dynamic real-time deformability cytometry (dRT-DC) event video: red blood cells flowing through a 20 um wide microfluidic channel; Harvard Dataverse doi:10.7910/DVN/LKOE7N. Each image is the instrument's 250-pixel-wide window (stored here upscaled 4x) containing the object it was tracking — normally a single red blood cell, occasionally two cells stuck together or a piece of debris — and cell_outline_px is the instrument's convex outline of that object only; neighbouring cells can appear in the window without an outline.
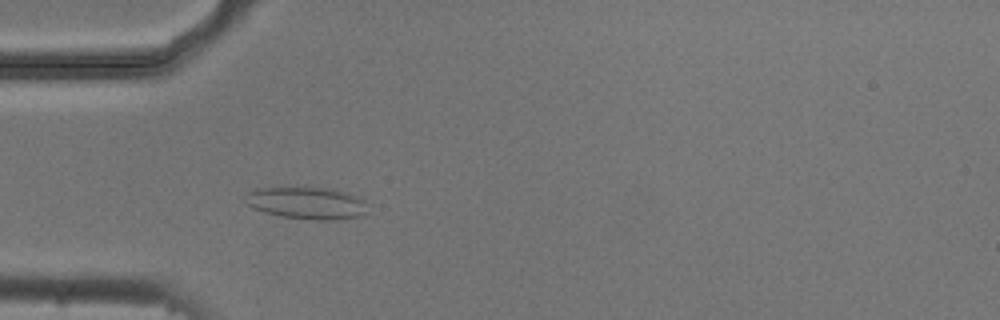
{"species": "common noctule bat (a hibernating species)", "species_latin": "Nyctalus noctula", "temperature_condition": "cold", "stored_images_in_passage": 53, "camera_frame_rate_fps": 3000, "um_per_image_px": 0.085, "animal": {"sex": "male", "body_mass_g": 20.5, "forearm_length_mm": 52.5}, "frame": {"image": 1, "passage_image": 15, "time_ms": 4.667, "image_size_px": [1000, 320], "cell_outline_px": [[364, 216], [328, 220], [316, 220], [280, 216], [264, 212], [252, 208], [244, 200], [244, 196], [248, 192], [256, 188], [296, 184], [332, 188], [348, 192], [364, 200]], "centroid_in_image_um": [26.0, 17.19], "position_along_channel_um": 59.0, "area_um2": 23.87}}
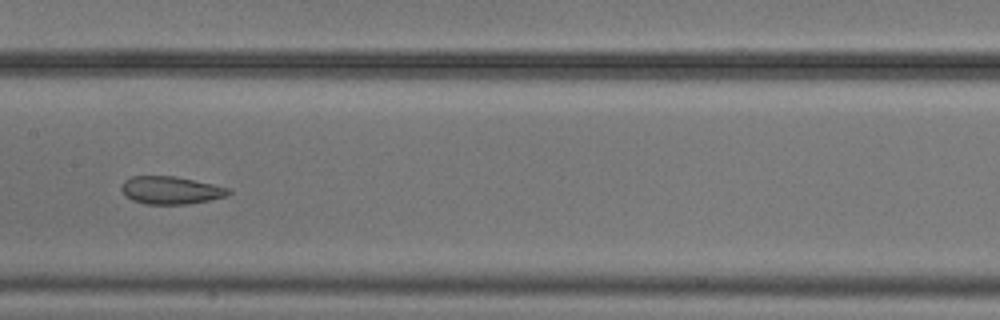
{"frame": {"image": 2, "passage_image": 26, "time_ms": 8.333, "image_size_px": [1000, 320], "cell_outline_px": [[232, 192], [224, 196], [208, 200], [184, 204], [144, 204], [132, 200], [120, 188], [124, 180], [132, 176], [176, 176], [232, 188]], "centroid_in_image_um": [14.53, 16.16], "position_along_channel_um": 192.9, "area_um2": 17.22}}
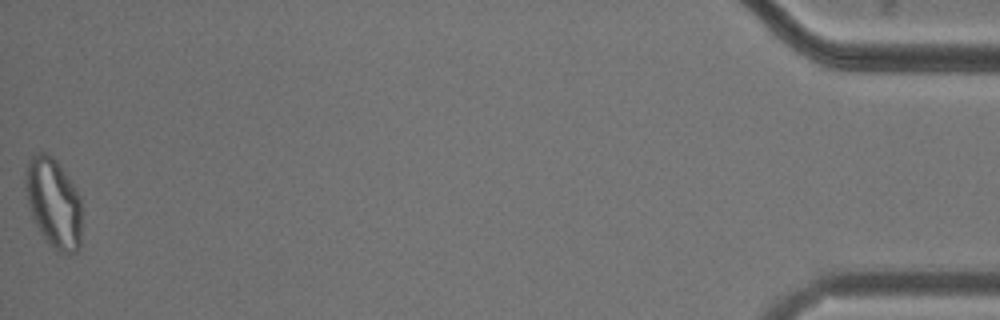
{"frame": {"image": 3, "passage_image": 53, "time_ms": 17.333, "image_size_px": [1000, 320], "cell_outline_px": [[80, 244], [76, 252], [68, 256], [64, 256], [56, 252], [48, 244], [32, 220], [28, 204], [24, 184], [28, 160], [36, 152], [48, 152], [56, 160], [68, 176], [80, 200]], "centroid_in_image_um": [4.52, 17.29], "position_along_channel_um": 430.7, "area_um2": 29.77}, "authors_computed_cell_mechanics": {"area_um2": 23.8714, "velocity_mm_per_s": 3.7119, "shape_relaxation_time_tau1_ms": 7.9574, "shape_relaxation_time_tau2_ms": 1.4011, "deformation_change_tau1": 0.1696, "deformation_change_tau2": 0.0803}}